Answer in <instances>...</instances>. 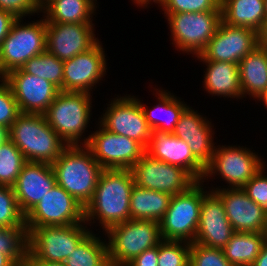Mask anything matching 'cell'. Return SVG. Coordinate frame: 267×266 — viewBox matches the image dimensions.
<instances>
[{
	"mask_svg": "<svg viewBox=\"0 0 267 266\" xmlns=\"http://www.w3.org/2000/svg\"><path fill=\"white\" fill-rule=\"evenodd\" d=\"M134 185L131 169L102 171L93 198L85 206V223L91 231L104 233L131 219L130 196Z\"/></svg>",
	"mask_w": 267,
	"mask_h": 266,
	"instance_id": "obj_1",
	"label": "cell"
},
{
	"mask_svg": "<svg viewBox=\"0 0 267 266\" xmlns=\"http://www.w3.org/2000/svg\"><path fill=\"white\" fill-rule=\"evenodd\" d=\"M93 102L90 93L59 91L44 116L68 146L86 145L92 133L88 128L93 124Z\"/></svg>",
	"mask_w": 267,
	"mask_h": 266,
	"instance_id": "obj_2",
	"label": "cell"
},
{
	"mask_svg": "<svg viewBox=\"0 0 267 266\" xmlns=\"http://www.w3.org/2000/svg\"><path fill=\"white\" fill-rule=\"evenodd\" d=\"M246 146L248 145H223V143L216 146L212 160L206 166L202 179L205 185H208L209 181L214 182V185L211 182L210 187L209 185L207 186L209 190L243 188L263 165L267 163V159L266 161L264 160V155L261 156L259 152H256L252 148L253 146L250 148ZM216 179H220L219 182L223 181L221 182L223 186L217 185L214 181Z\"/></svg>",
	"mask_w": 267,
	"mask_h": 266,
	"instance_id": "obj_3",
	"label": "cell"
},
{
	"mask_svg": "<svg viewBox=\"0 0 267 266\" xmlns=\"http://www.w3.org/2000/svg\"><path fill=\"white\" fill-rule=\"evenodd\" d=\"M51 165L56 183L85 208L104 170L91 151L85 145L67 146Z\"/></svg>",
	"mask_w": 267,
	"mask_h": 266,
	"instance_id": "obj_4",
	"label": "cell"
},
{
	"mask_svg": "<svg viewBox=\"0 0 267 266\" xmlns=\"http://www.w3.org/2000/svg\"><path fill=\"white\" fill-rule=\"evenodd\" d=\"M8 135L27 162L52 164L68 146L49 126L44 114L21 113Z\"/></svg>",
	"mask_w": 267,
	"mask_h": 266,
	"instance_id": "obj_5",
	"label": "cell"
},
{
	"mask_svg": "<svg viewBox=\"0 0 267 266\" xmlns=\"http://www.w3.org/2000/svg\"><path fill=\"white\" fill-rule=\"evenodd\" d=\"M104 236L110 266H126L143 251L162 241L160 223L155 220H133L112 226Z\"/></svg>",
	"mask_w": 267,
	"mask_h": 266,
	"instance_id": "obj_6",
	"label": "cell"
},
{
	"mask_svg": "<svg viewBox=\"0 0 267 266\" xmlns=\"http://www.w3.org/2000/svg\"><path fill=\"white\" fill-rule=\"evenodd\" d=\"M18 18L0 45V78L21 68L29 59L46 51V21Z\"/></svg>",
	"mask_w": 267,
	"mask_h": 266,
	"instance_id": "obj_7",
	"label": "cell"
},
{
	"mask_svg": "<svg viewBox=\"0 0 267 266\" xmlns=\"http://www.w3.org/2000/svg\"><path fill=\"white\" fill-rule=\"evenodd\" d=\"M162 14L170 30V44L192 58L201 53L222 21V11Z\"/></svg>",
	"mask_w": 267,
	"mask_h": 266,
	"instance_id": "obj_8",
	"label": "cell"
},
{
	"mask_svg": "<svg viewBox=\"0 0 267 266\" xmlns=\"http://www.w3.org/2000/svg\"><path fill=\"white\" fill-rule=\"evenodd\" d=\"M27 260L64 262L77 245L91 232L88 225L43 226L27 228Z\"/></svg>",
	"mask_w": 267,
	"mask_h": 266,
	"instance_id": "obj_9",
	"label": "cell"
},
{
	"mask_svg": "<svg viewBox=\"0 0 267 266\" xmlns=\"http://www.w3.org/2000/svg\"><path fill=\"white\" fill-rule=\"evenodd\" d=\"M202 199L203 181H197L185 192L172 195L169 208L159 222L162 240L194 242Z\"/></svg>",
	"mask_w": 267,
	"mask_h": 266,
	"instance_id": "obj_10",
	"label": "cell"
},
{
	"mask_svg": "<svg viewBox=\"0 0 267 266\" xmlns=\"http://www.w3.org/2000/svg\"><path fill=\"white\" fill-rule=\"evenodd\" d=\"M108 103L105 104L107 107L104 108L103 113L97 114L99 116L97 122L107 131L134 139L146 149L150 142L151 129L145 119L138 96L126 93L122 96L115 94Z\"/></svg>",
	"mask_w": 267,
	"mask_h": 266,
	"instance_id": "obj_11",
	"label": "cell"
},
{
	"mask_svg": "<svg viewBox=\"0 0 267 266\" xmlns=\"http://www.w3.org/2000/svg\"><path fill=\"white\" fill-rule=\"evenodd\" d=\"M96 122L85 145L95 160L103 169H131L146 149L134 139L107 131Z\"/></svg>",
	"mask_w": 267,
	"mask_h": 266,
	"instance_id": "obj_12",
	"label": "cell"
},
{
	"mask_svg": "<svg viewBox=\"0 0 267 266\" xmlns=\"http://www.w3.org/2000/svg\"><path fill=\"white\" fill-rule=\"evenodd\" d=\"M85 222V208L56 184L26 215L27 228L68 226Z\"/></svg>",
	"mask_w": 267,
	"mask_h": 266,
	"instance_id": "obj_13",
	"label": "cell"
},
{
	"mask_svg": "<svg viewBox=\"0 0 267 266\" xmlns=\"http://www.w3.org/2000/svg\"><path fill=\"white\" fill-rule=\"evenodd\" d=\"M103 44L99 40L88 51L64 61L63 91L86 92L94 95L93 92L102 85L103 78L109 70L107 63L109 59L106 57Z\"/></svg>",
	"mask_w": 267,
	"mask_h": 266,
	"instance_id": "obj_14",
	"label": "cell"
},
{
	"mask_svg": "<svg viewBox=\"0 0 267 266\" xmlns=\"http://www.w3.org/2000/svg\"><path fill=\"white\" fill-rule=\"evenodd\" d=\"M137 186L176 195L197 181L183 168L151 157L146 152L131 168Z\"/></svg>",
	"mask_w": 267,
	"mask_h": 266,
	"instance_id": "obj_15",
	"label": "cell"
},
{
	"mask_svg": "<svg viewBox=\"0 0 267 266\" xmlns=\"http://www.w3.org/2000/svg\"><path fill=\"white\" fill-rule=\"evenodd\" d=\"M258 45V33L246 27L221 21L217 31L201 53L192 60L232 62L238 64Z\"/></svg>",
	"mask_w": 267,
	"mask_h": 266,
	"instance_id": "obj_16",
	"label": "cell"
},
{
	"mask_svg": "<svg viewBox=\"0 0 267 266\" xmlns=\"http://www.w3.org/2000/svg\"><path fill=\"white\" fill-rule=\"evenodd\" d=\"M95 26L96 23L46 22V51L63 61L88 51L101 40L95 34Z\"/></svg>",
	"mask_w": 267,
	"mask_h": 266,
	"instance_id": "obj_17",
	"label": "cell"
},
{
	"mask_svg": "<svg viewBox=\"0 0 267 266\" xmlns=\"http://www.w3.org/2000/svg\"><path fill=\"white\" fill-rule=\"evenodd\" d=\"M211 118L198 112L190 104L181 113L173 134L184 140L192 154L206 167L212 160L219 141ZM215 138V139H214Z\"/></svg>",
	"mask_w": 267,
	"mask_h": 266,
	"instance_id": "obj_18",
	"label": "cell"
},
{
	"mask_svg": "<svg viewBox=\"0 0 267 266\" xmlns=\"http://www.w3.org/2000/svg\"><path fill=\"white\" fill-rule=\"evenodd\" d=\"M3 79L11 87L21 113L44 114L60 91L48 80L21 68L10 71Z\"/></svg>",
	"mask_w": 267,
	"mask_h": 266,
	"instance_id": "obj_19",
	"label": "cell"
},
{
	"mask_svg": "<svg viewBox=\"0 0 267 266\" xmlns=\"http://www.w3.org/2000/svg\"><path fill=\"white\" fill-rule=\"evenodd\" d=\"M234 233L220 197L203 182V199L194 242L223 249Z\"/></svg>",
	"mask_w": 267,
	"mask_h": 266,
	"instance_id": "obj_20",
	"label": "cell"
},
{
	"mask_svg": "<svg viewBox=\"0 0 267 266\" xmlns=\"http://www.w3.org/2000/svg\"><path fill=\"white\" fill-rule=\"evenodd\" d=\"M213 191L220 197L235 232H265L267 212L251 200L242 188H218Z\"/></svg>",
	"mask_w": 267,
	"mask_h": 266,
	"instance_id": "obj_21",
	"label": "cell"
},
{
	"mask_svg": "<svg viewBox=\"0 0 267 266\" xmlns=\"http://www.w3.org/2000/svg\"><path fill=\"white\" fill-rule=\"evenodd\" d=\"M151 157L185 169L196 181H202L206 167L192 154L188 144L173 133L152 130L145 151Z\"/></svg>",
	"mask_w": 267,
	"mask_h": 266,
	"instance_id": "obj_22",
	"label": "cell"
},
{
	"mask_svg": "<svg viewBox=\"0 0 267 266\" xmlns=\"http://www.w3.org/2000/svg\"><path fill=\"white\" fill-rule=\"evenodd\" d=\"M56 184L50 163L26 162L13 186L23 214L26 215Z\"/></svg>",
	"mask_w": 267,
	"mask_h": 266,
	"instance_id": "obj_23",
	"label": "cell"
},
{
	"mask_svg": "<svg viewBox=\"0 0 267 266\" xmlns=\"http://www.w3.org/2000/svg\"><path fill=\"white\" fill-rule=\"evenodd\" d=\"M152 86L150 88H152V95L157 99L156 105L147 106L138 95V101L144 112L147 124L151 131L159 130L173 133L181 113L189 104L185 103L183 98L176 96L177 94L174 92L163 87L158 88V84L154 85L155 87Z\"/></svg>",
	"mask_w": 267,
	"mask_h": 266,
	"instance_id": "obj_24",
	"label": "cell"
},
{
	"mask_svg": "<svg viewBox=\"0 0 267 266\" xmlns=\"http://www.w3.org/2000/svg\"><path fill=\"white\" fill-rule=\"evenodd\" d=\"M205 70H203V81L201 84L204 93L213 96L229 99V101H242V91L238 64L232 62L198 60ZM206 91V92H205Z\"/></svg>",
	"mask_w": 267,
	"mask_h": 266,
	"instance_id": "obj_25",
	"label": "cell"
},
{
	"mask_svg": "<svg viewBox=\"0 0 267 266\" xmlns=\"http://www.w3.org/2000/svg\"><path fill=\"white\" fill-rule=\"evenodd\" d=\"M242 100H257L267 90V49L257 46L239 63ZM248 96V97H247Z\"/></svg>",
	"mask_w": 267,
	"mask_h": 266,
	"instance_id": "obj_26",
	"label": "cell"
},
{
	"mask_svg": "<svg viewBox=\"0 0 267 266\" xmlns=\"http://www.w3.org/2000/svg\"><path fill=\"white\" fill-rule=\"evenodd\" d=\"M98 3L97 0H48L41 6V16L46 22L94 23Z\"/></svg>",
	"mask_w": 267,
	"mask_h": 266,
	"instance_id": "obj_27",
	"label": "cell"
},
{
	"mask_svg": "<svg viewBox=\"0 0 267 266\" xmlns=\"http://www.w3.org/2000/svg\"><path fill=\"white\" fill-rule=\"evenodd\" d=\"M222 21L230 26L260 31L265 21L264 0H222Z\"/></svg>",
	"mask_w": 267,
	"mask_h": 266,
	"instance_id": "obj_28",
	"label": "cell"
},
{
	"mask_svg": "<svg viewBox=\"0 0 267 266\" xmlns=\"http://www.w3.org/2000/svg\"><path fill=\"white\" fill-rule=\"evenodd\" d=\"M172 195L134 185L130 196V216L133 220L160 222L169 208Z\"/></svg>",
	"mask_w": 267,
	"mask_h": 266,
	"instance_id": "obj_29",
	"label": "cell"
},
{
	"mask_svg": "<svg viewBox=\"0 0 267 266\" xmlns=\"http://www.w3.org/2000/svg\"><path fill=\"white\" fill-rule=\"evenodd\" d=\"M266 241L264 233L235 232L222 250L233 266H252Z\"/></svg>",
	"mask_w": 267,
	"mask_h": 266,
	"instance_id": "obj_30",
	"label": "cell"
},
{
	"mask_svg": "<svg viewBox=\"0 0 267 266\" xmlns=\"http://www.w3.org/2000/svg\"><path fill=\"white\" fill-rule=\"evenodd\" d=\"M101 234V235H100ZM104 233L91 231L66 258V266H110Z\"/></svg>",
	"mask_w": 267,
	"mask_h": 266,
	"instance_id": "obj_31",
	"label": "cell"
},
{
	"mask_svg": "<svg viewBox=\"0 0 267 266\" xmlns=\"http://www.w3.org/2000/svg\"><path fill=\"white\" fill-rule=\"evenodd\" d=\"M63 65V60L45 51L29 59L21 69L25 73L48 80L63 91Z\"/></svg>",
	"mask_w": 267,
	"mask_h": 266,
	"instance_id": "obj_32",
	"label": "cell"
},
{
	"mask_svg": "<svg viewBox=\"0 0 267 266\" xmlns=\"http://www.w3.org/2000/svg\"><path fill=\"white\" fill-rule=\"evenodd\" d=\"M27 226L3 228L0 232V252L9 256L18 266H25L28 258Z\"/></svg>",
	"mask_w": 267,
	"mask_h": 266,
	"instance_id": "obj_33",
	"label": "cell"
},
{
	"mask_svg": "<svg viewBox=\"0 0 267 266\" xmlns=\"http://www.w3.org/2000/svg\"><path fill=\"white\" fill-rule=\"evenodd\" d=\"M26 162L21 151L10 139L0 144V186L13 187Z\"/></svg>",
	"mask_w": 267,
	"mask_h": 266,
	"instance_id": "obj_34",
	"label": "cell"
},
{
	"mask_svg": "<svg viewBox=\"0 0 267 266\" xmlns=\"http://www.w3.org/2000/svg\"><path fill=\"white\" fill-rule=\"evenodd\" d=\"M0 226H26L25 215L19 207L14 188L10 186H0Z\"/></svg>",
	"mask_w": 267,
	"mask_h": 266,
	"instance_id": "obj_35",
	"label": "cell"
},
{
	"mask_svg": "<svg viewBox=\"0 0 267 266\" xmlns=\"http://www.w3.org/2000/svg\"><path fill=\"white\" fill-rule=\"evenodd\" d=\"M190 244L185 241L162 240L158 245L157 266H189Z\"/></svg>",
	"mask_w": 267,
	"mask_h": 266,
	"instance_id": "obj_36",
	"label": "cell"
},
{
	"mask_svg": "<svg viewBox=\"0 0 267 266\" xmlns=\"http://www.w3.org/2000/svg\"><path fill=\"white\" fill-rule=\"evenodd\" d=\"M155 6L161 13L222 11L221 0H159Z\"/></svg>",
	"mask_w": 267,
	"mask_h": 266,
	"instance_id": "obj_37",
	"label": "cell"
},
{
	"mask_svg": "<svg viewBox=\"0 0 267 266\" xmlns=\"http://www.w3.org/2000/svg\"><path fill=\"white\" fill-rule=\"evenodd\" d=\"M189 266H233L224 256L223 250L207 247L197 242L190 244Z\"/></svg>",
	"mask_w": 267,
	"mask_h": 266,
	"instance_id": "obj_38",
	"label": "cell"
},
{
	"mask_svg": "<svg viewBox=\"0 0 267 266\" xmlns=\"http://www.w3.org/2000/svg\"><path fill=\"white\" fill-rule=\"evenodd\" d=\"M21 114L11 87L0 78V126L9 129Z\"/></svg>",
	"mask_w": 267,
	"mask_h": 266,
	"instance_id": "obj_39",
	"label": "cell"
},
{
	"mask_svg": "<svg viewBox=\"0 0 267 266\" xmlns=\"http://www.w3.org/2000/svg\"><path fill=\"white\" fill-rule=\"evenodd\" d=\"M247 196L267 212V164L242 188Z\"/></svg>",
	"mask_w": 267,
	"mask_h": 266,
	"instance_id": "obj_40",
	"label": "cell"
},
{
	"mask_svg": "<svg viewBox=\"0 0 267 266\" xmlns=\"http://www.w3.org/2000/svg\"><path fill=\"white\" fill-rule=\"evenodd\" d=\"M0 9L11 13L17 19L31 20V16L35 18V15L41 14V7L36 0H0Z\"/></svg>",
	"mask_w": 267,
	"mask_h": 266,
	"instance_id": "obj_41",
	"label": "cell"
},
{
	"mask_svg": "<svg viewBox=\"0 0 267 266\" xmlns=\"http://www.w3.org/2000/svg\"><path fill=\"white\" fill-rule=\"evenodd\" d=\"M158 262V245L143 251L135 257L126 266H157Z\"/></svg>",
	"mask_w": 267,
	"mask_h": 266,
	"instance_id": "obj_42",
	"label": "cell"
},
{
	"mask_svg": "<svg viewBox=\"0 0 267 266\" xmlns=\"http://www.w3.org/2000/svg\"><path fill=\"white\" fill-rule=\"evenodd\" d=\"M16 20L17 18L14 15L0 9V45L2 41L7 37L13 23Z\"/></svg>",
	"mask_w": 267,
	"mask_h": 266,
	"instance_id": "obj_43",
	"label": "cell"
},
{
	"mask_svg": "<svg viewBox=\"0 0 267 266\" xmlns=\"http://www.w3.org/2000/svg\"><path fill=\"white\" fill-rule=\"evenodd\" d=\"M258 45L267 49V20L264 21L260 31L258 32Z\"/></svg>",
	"mask_w": 267,
	"mask_h": 266,
	"instance_id": "obj_44",
	"label": "cell"
},
{
	"mask_svg": "<svg viewBox=\"0 0 267 266\" xmlns=\"http://www.w3.org/2000/svg\"><path fill=\"white\" fill-rule=\"evenodd\" d=\"M25 266H66L64 262H48L45 260H26Z\"/></svg>",
	"mask_w": 267,
	"mask_h": 266,
	"instance_id": "obj_45",
	"label": "cell"
},
{
	"mask_svg": "<svg viewBox=\"0 0 267 266\" xmlns=\"http://www.w3.org/2000/svg\"><path fill=\"white\" fill-rule=\"evenodd\" d=\"M252 266H267V241L264 243L260 255L256 258Z\"/></svg>",
	"mask_w": 267,
	"mask_h": 266,
	"instance_id": "obj_46",
	"label": "cell"
},
{
	"mask_svg": "<svg viewBox=\"0 0 267 266\" xmlns=\"http://www.w3.org/2000/svg\"><path fill=\"white\" fill-rule=\"evenodd\" d=\"M0 266H18L9 256L0 252Z\"/></svg>",
	"mask_w": 267,
	"mask_h": 266,
	"instance_id": "obj_47",
	"label": "cell"
},
{
	"mask_svg": "<svg viewBox=\"0 0 267 266\" xmlns=\"http://www.w3.org/2000/svg\"><path fill=\"white\" fill-rule=\"evenodd\" d=\"M7 139H9L8 129L0 126V144L5 142Z\"/></svg>",
	"mask_w": 267,
	"mask_h": 266,
	"instance_id": "obj_48",
	"label": "cell"
},
{
	"mask_svg": "<svg viewBox=\"0 0 267 266\" xmlns=\"http://www.w3.org/2000/svg\"><path fill=\"white\" fill-rule=\"evenodd\" d=\"M255 102H256L255 104L260 103V105H263V107H265L267 111V90Z\"/></svg>",
	"mask_w": 267,
	"mask_h": 266,
	"instance_id": "obj_49",
	"label": "cell"
},
{
	"mask_svg": "<svg viewBox=\"0 0 267 266\" xmlns=\"http://www.w3.org/2000/svg\"><path fill=\"white\" fill-rule=\"evenodd\" d=\"M47 1L48 0H36V2L40 5V7Z\"/></svg>",
	"mask_w": 267,
	"mask_h": 266,
	"instance_id": "obj_50",
	"label": "cell"
},
{
	"mask_svg": "<svg viewBox=\"0 0 267 266\" xmlns=\"http://www.w3.org/2000/svg\"><path fill=\"white\" fill-rule=\"evenodd\" d=\"M265 3V20H267V0H264Z\"/></svg>",
	"mask_w": 267,
	"mask_h": 266,
	"instance_id": "obj_51",
	"label": "cell"
},
{
	"mask_svg": "<svg viewBox=\"0 0 267 266\" xmlns=\"http://www.w3.org/2000/svg\"><path fill=\"white\" fill-rule=\"evenodd\" d=\"M264 234H265V237H266V240H267V223H266V229H265Z\"/></svg>",
	"mask_w": 267,
	"mask_h": 266,
	"instance_id": "obj_52",
	"label": "cell"
}]
</instances>
